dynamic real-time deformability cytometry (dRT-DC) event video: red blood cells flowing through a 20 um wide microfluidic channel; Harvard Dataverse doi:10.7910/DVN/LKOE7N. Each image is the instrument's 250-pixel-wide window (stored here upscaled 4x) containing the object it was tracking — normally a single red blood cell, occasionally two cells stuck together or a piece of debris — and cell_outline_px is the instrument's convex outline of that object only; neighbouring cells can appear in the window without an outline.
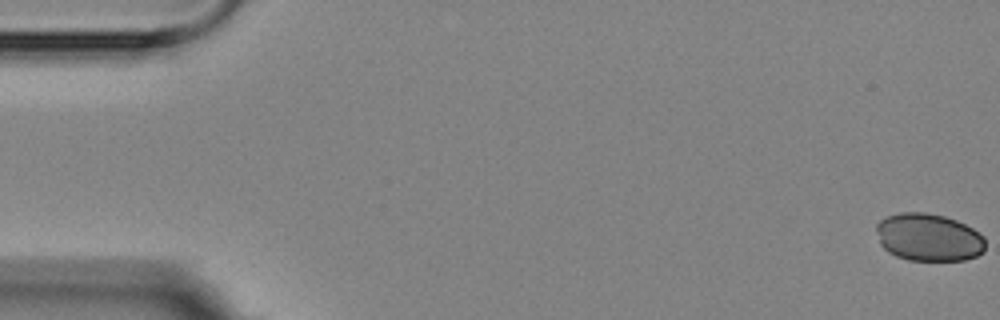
{"species": "Egyptian fruit bat (a non-hibernating species)", "species_latin": "Rousettus aegyptiacus", "temperature_condition": "room temperature", "stored_images_in_passage": 5, "camera_frame_rate_fps": 3000, "um_per_image_px": 0.085, "animal": {"sex": "female"}, "frame": {"image": 1, "passage_image": 1, "time_ms": 0.0, "image_size_px": [1000, 320], "cell_outline_px": [[984, 252], [976, 256], [964, 260], [908, 260], [896, 256], [888, 252], [880, 244], [876, 228], [876, 224], [880, 220], [888, 216], [900, 212], [924, 212], [944, 216], [956, 220], [972, 228], [984, 236]], "centroid_in_image_um": [78.92, 20.17], "position_along_channel_um": 6.1, "area_um2": 30.29}}
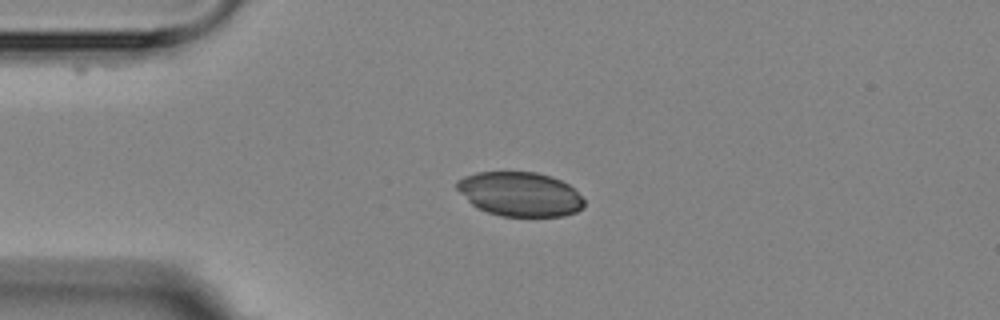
{"frame": {"image": 2, "passage_image": 4, "time_ms": 4.333, "image_size_px": [1000, 320], "cell_outline_px": [[584, 208], [576, 212], [564, 216], [500, 216], [488, 212], [472, 204], [456, 188], [456, 180], [464, 176], [476, 172], [536, 172], [552, 176], [568, 184], [584, 200]], "centroid_in_image_um": [44.2, 16.49], "position_along_channel_um": 40.8, "area_um2": 32.77}}